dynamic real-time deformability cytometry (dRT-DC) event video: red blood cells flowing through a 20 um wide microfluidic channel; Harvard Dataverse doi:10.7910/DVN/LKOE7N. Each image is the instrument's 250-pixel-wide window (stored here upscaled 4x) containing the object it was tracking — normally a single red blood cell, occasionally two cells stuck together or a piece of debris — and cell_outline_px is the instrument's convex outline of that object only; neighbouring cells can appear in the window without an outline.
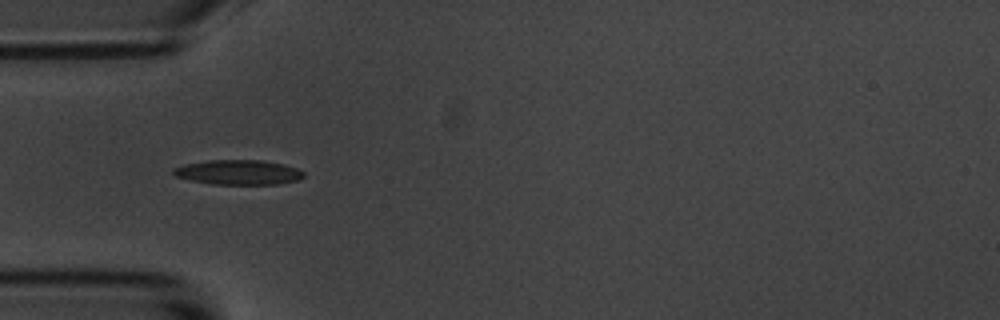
{"species": "common noctule bat (a hibernating species)", "species_latin": "Nyctalus noctula", "temperature_condition": "room temperature", "stored_images_in_passage": 6, "camera_frame_rate_fps": 3000, "um_per_image_px": 0.085, "animal": {"sex": "male", "body_mass_g": 20.1, "forearm_length_mm": 53.5}, "frame": {"image": 1, "passage_image": 6, "time_ms": 5.667, "image_size_px": [1000, 320], "cell_outline_px": [[304, 176], [300, 180], [280, 184], [212, 184], [192, 180], [176, 176], [172, 172], [172, 168], [184, 164], [208, 160], [260, 160], [284, 164], [296, 168], [304, 172]], "centroid_in_image_um": [20.28, 14.64], "position_along_channel_um": 64.7, "area_um2": 18.84}}